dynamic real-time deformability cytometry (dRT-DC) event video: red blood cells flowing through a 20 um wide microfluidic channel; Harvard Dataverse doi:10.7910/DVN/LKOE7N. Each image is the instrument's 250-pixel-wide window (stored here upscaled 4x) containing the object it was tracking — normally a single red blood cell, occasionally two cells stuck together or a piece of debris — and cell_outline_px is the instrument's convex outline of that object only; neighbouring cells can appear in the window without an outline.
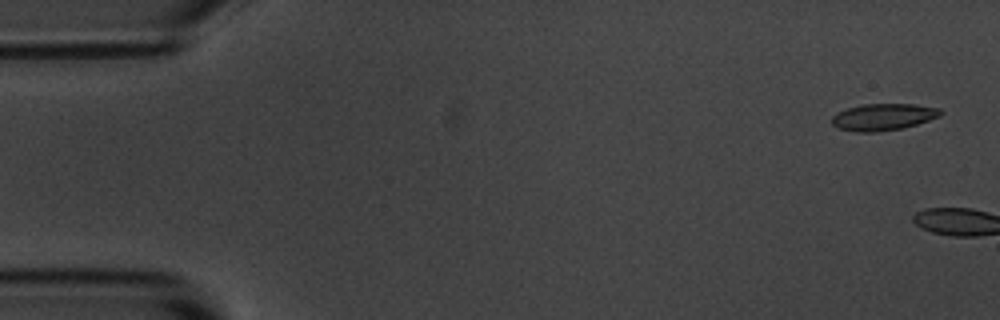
{"species": "common noctule bat (a hibernating species)", "species_latin": "Nyctalus noctula", "temperature_condition": "room temperature", "stored_images_in_passage": 5, "segment_of_instrument_passage": [2, 2], "camera_frame_rate_fps": 3000, "um_per_image_px": 0.085, "animal": {"sex": "male", "body_mass_g": 20.1, "forearm_length_mm": 53.5}, "frame": {"image": 1, "passage_image": 5, "time_ms": 4.667, "image_size_px": [1000, 320], "cell_outline_px": [[944, 112], [940, 116], [904, 128], [876, 132], [856, 132], [836, 128], [832, 124], [832, 116], [848, 108], [860, 104], [916, 104], [940, 108]], "centroid_in_image_um": [75.09, 9.94], "position_along_channel_um": 9.9, "area_um2": 17.05}}